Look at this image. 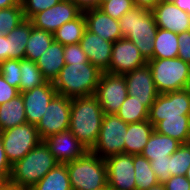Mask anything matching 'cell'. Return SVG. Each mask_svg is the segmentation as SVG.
<instances>
[{"instance_id": "cell-1", "label": "cell", "mask_w": 190, "mask_h": 190, "mask_svg": "<svg viewBox=\"0 0 190 190\" xmlns=\"http://www.w3.org/2000/svg\"><path fill=\"white\" fill-rule=\"evenodd\" d=\"M104 112L95 95L71 99L69 130L91 151L96 144Z\"/></svg>"}, {"instance_id": "cell-2", "label": "cell", "mask_w": 190, "mask_h": 190, "mask_svg": "<svg viewBox=\"0 0 190 190\" xmlns=\"http://www.w3.org/2000/svg\"><path fill=\"white\" fill-rule=\"evenodd\" d=\"M59 162L50 151L49 146L42 140L21 160L12 165L9 180L10 185L29 190L38 183Z\"/></svg>"}, {"instance_id": "cell-3", "label": "cell", "mask_w": 190, "mask_h": 190, "mask_svg": "<svg viewBox=\"0 0 190 190\" xmlns=\"http://www.w3.org/2000/svg\"><path fill=\"white\" fill-rule=\"evenodd\" d=\"M101 74L91 63L65 64L53 86L57 94L70 99L95 95Z\"/></svg>"}, {"instance_id": "cell-4", "label": "cell", "mask_w": 190, "mask_h": 190, "mask_svg": "<svg viewBox=\"0 0 190 190\" xmlns=\"http://www.w3.org/2000/svg\"><path fill=\"white\" fill-rule=\"evenodd\" d=\"M118 21L122 36L138 47L146 61L153 59V43L158 27L152 11L134 6Z\"/></svg>"}, {"instance_id": "cell-5", "label": "cell", "mask_w": 190, "mask_h": 190, "mask_svg": "<svg viewBox=\"0 0 190 190\" xmlns=\"http://www.w3.org/2000/svg\"><path fill=\"white\" fill-rule=\"evenodd\" d=\"M66 167L72 190H97L108 185L105 160L91 151L67 162Z\"/></svg>"}, {"instance_id": "cell-6", "label": "cell", "mask_w": 190, "mask_h": 190, "mask_svg": "<svg viewBox=\"0 0 190 190\" xmlns=\"http://www.w3.org/2000/svg\"><path fill=\"white\" fill-rule=\"evenodd\" d=\"M159 94L186 89L189 63L176 58H153L147 61Z\"/></svg>"}, {"instance_id": "cell-7", "label": "cell", "mask_w": 190, "mask_h": 190, "mask_svg": "<svg viewBox=\"0 0 190 190\" xmlns=\"http://www.w3.org/2000/svg\"><path fill=\"white\" fill-rule=\"evenodd\" d=\"M0 135L4 151L11 165L21 160L42 141L36 125L27 122L8 130H3Z\"/></svg>"}, {"instance_id": "cell-8", "label": "cell", "mask_w": 190, "mask_h": 190, "mask_svg": "<svg viewBox=\"0 0 190 190\" xmlns=\"http://www.w3.org/2000/svg\"><path fill=\"white\" fill-rule=\"evenodd\" d=\"M127 126L117 114H104L98 140L91 152L103 159L124 153Z\"/></svg>"}, {"instance_id": "cell-9", "label": "cell", "mask_w": 190, "mask_h": 190, "mask_svg": "<svg viewBox=\"0 0 190 190\" xmlns=\"http://www.w3.org/2000/svg\"><path fill=\"white\" fill-rule=\"evenodd\" d=\"M190 115V90L183 89L158 94L149 109L148 120L155 127L166 118Z\"/></svg>"}, {"instance_id": "cell-10", "label": "cell", "mask_w": 190, "mask_h": 190, "mask_svg": "<svg viewBox=\"0 0 190 190\" xmlns=\"http://www.w3.org/2000/svg\"><path fill=\"white\" fill-rule=\"evenodd\" d=\"M71 113V99L56 94L50 101L36 128L42 140L52 134L69 130Z\"/></svg>"}, {"instance_id": "cell-11", "label": "cell", "mask_w": 190, "mask_h": 190, "mask_svg": "<svg viewBox=\"0 0 190 190\" xmlns=\"http://www.w3.org/2000/svg\"><path fill=\"white\" fill-rule=\"evenodd\" d=\"M124 75L102 72L97 85V97L104 114H116L128 93Z\"/></svg>"}, {"instance_id": "cell-12", "label": "cell", "mask_w": 190, "mask_h": 190, "mask_svg": "<svg viewBox=\"0 0 190 190\" xmlns=\"http://www.w3.org/2000/svg\"><path fill=\"white\" fill-rule=\"evenodd\" d=\"M82 10L72 0H60L53 7L35 14L30 21L38 29L54 33L64 23L77 18Z\"/></svg>"}, {"instance_id": "cell-13", "label": "cell", "mask_w": 190, "mask_h": 190, "mask_svg": "<svg viewBox=\"0 0 190 190\" xmlns=\"http://www.w3.org/2000/svg\"><path fill=\"white\" fill-rule=\"evenodd\" d=\"M104 160L110 190H136L133 155L115 154Z\"/></svg>"}, {"instance_id": "cell-14", "label": "cell", "mask_w": 190, "mask_h": 190, "mask_svg": "<svg viewBox=\"0 0 190 190\" xmlns=\"http://www.w3.org/2000/svg\"><path fill=\"white\" fill-rule=\"evenodd\" d=\"M147 63L138 47L129 39L113 42L109 73L123 75Z\"/></svg>"}, {"instance_id": "cell-15", "label": "cell", "mask_w": 190, "mask_h": 190, "mask_svg": "<svg viewBox=\"0 0 190 190\" xmlns=\"http://www.w3.org/2000/svg\"><path fill=\"white\" fill-rule=\"evenodd\" d=\"M20 94L23 98L27 123L37 125L57 92L53 83L46 81L30 91L21 92Z\"/></svg>"}, {"instance_id": "cell-16", "label": "cell", "mask_w": 190, "mask_h": 190, "mask_svg": "<svg viewBox=\"0 0 190 190\" xmlns=\"http://www.w3.org/2000/svg\"><path fill=\"white\" fill-rule=\"evenodd\" d=\"M44 141L59 163H67L76 160L88 152V149L70 130L52 134L44 139Z\"/></svg>"}, {"instance_id": "cell-17", "label": "cell", "mask_w": 190, "mask_h": 190, "mask_svg": "<svg viewBox=\"0 0 190 190\" xmlns=\"http://www.w3.org/2000/svg\"><path fill=\"white\" fill-rule=\"evenodd\" d=\"M124 75L127 93L139 101H155L158 96L148 63Z\"/></svg>"}, {"instance_id": "cell-18", "label": "cell", "mask_w": 190, "mask_h": 190, "mask_svg": "<svg viewBox=\"0 0 190 190\" xmlns=\"http://www.w3.org/2000/svg\"><path fill=\"white\" fill-rule=\"evenodd\" d=\"M79 44L92 65L101 72L109 73L113 42L104 40L85 29Z\"/></svg>"}, {"instance_id": "cell-19", "label": "cell", "mask_w": 190, "mask_h": 190, "mask_svg": "<svg viewBox=\"0 0 190 190\" xmlns=\"http://www.w3.org/2000/svg\"><path fill=\"white\" fill-rule=\"evenodd\" d=\"M152 13L158 28L175 34L190 30V15L174 3L160 2Z\"/></svg>"}, {"instance_id": "cell-20", "label": "cell", "mask_w": 190, "mask_h": 190, "mask_svg": "<svg viewBox=\"0 0 190 190\" xmlns=\"http://www.w3.org/2000/svg\"><path fill=\"white\" fill-rule=\"evenodd\" d=\"M86 21V29L104 40L115 42L123 38L119 21L105 14L98 7L82 11Z\"/></svg>"}, {"instance_id": "cell-21", "label": "cell", "mask_w": 190, "mask_h": 190, "mask_svg": "<svg viewBox=\"0 0 190 190\" xmlns=\"http://www.w3.org/2000/svg\"><path fill=\"white\" fill-rule=\"evenodd\" d=\"M63 52L64 46L59 42L53 41L35 62L46 81L53 83L61 69L65 66Z\"/></svg>"}, {"instance_id": "cell-22", "label": "cell", "mask_w": 190, "mask_h": 190, "mask_svg": "<svg viewBox=\"0 0 190 190\" xmlns=\"http://www.w3.org/2000/svg\"><path fill=\"white\" fill-rule=\"evenodd\" d=\"M153 131L154 126L148 119L138 123H128L124 154H141Z\"/></svg>"}, {"instance_id": "cell-23", "label": "cell", "mask_w": 190, "mask_h": 190, "mask_svg": "<svg viewBox=\"0 0 190 190\" xmlns=\"http://www.w3.org/2000/svg\"><path fill=\"white\" fill-rule=\"evenodd\" d=\"M180 145L181 143L176 139L160 134L154 130L149 137L148 143L141 152V155L151 162L154 159H161L166 156H170Z\"/></svg>"}, {"instance_id": "cell-24", "label": "cell", "mask_w": 190, "mask_h": 190, "mask_svg": "<svg viewBox=\"0 0 190 190\" xmlns=\"http://www.w3.org/2000/svg\"><path fill=\"white\" fill-rule=\"evenodd\" d=\"M154 130L176 139L181 144L190 143V115L166 118L160 121L154 127Z\"/></svg>"}, {"instance_id": "cell-25", "label": "cell", "mask_w": 190, "mask_h": 190, "mask_svg": "<svg viewBox=\"0 0 190 190\" xmlns=\"http://www.w3.org/2000/svg\"><path fill=\"white\" fill-rule=\"evenodd\" d=\"M26 114L22 95L0 105V132L26 123Z\"/></svg>"}, {"instance_id": "cell-26", "label": "cell", "mask_w": 190, "mask_h": 190, "mask_svg": "<svg viewBox=\"0 0 190 190\" xmlns=\"http://www.w3.org/2000/svg\"><path fill=\"white\" fill-rule=\"evenodd\" d=\"M32 27V22L26 19L19 26L8 32V59H24Z\"/></svg>"}, {"instance_id": "cell-27", "label": "cell", "mask_w": 190, "mask_h": 190, "mask_svg": "<svg viewBox=\"0 0 190 190\" xmlns=\"http://www.w3.org/2000/svg\"><path fill=\"white\" fill-rule=\"evenodd\" d=\"M154 101H139L128 95L120 106L117 116L126 123H138L148 119L149 109Z\"/></svg>"}, {"instance_id": "cell-28", "label": "cell", "mask_w": 190, "mask_h": 190, "mask_svg": "<svg viewBox=\"0 0 190 190\" xmlns=\"http://www.w3.org/2000/svg\"><path fill=\"white\" fill-rule=\"evenodd\" d=\"M29 190H72L66 163L57 164Z\"/></svg>"}, {"instance_id": "cell-29", "label": "cell", "mask_w": 190, "mask_h": 190, "mask_svg": "<svg viewBox=\"0 0 190 190\" xmlns=\"http://www.w3.org/2000/svg\"><path fill=\"white\" fill-rule=\"evenodd\" d=\"M178 34L158 28L153 43V58L178 57Z\"/></svg>"}, {"instance_id": "cell-30", "label": "cell", "mask_w": 190, "mask_h": 190, "mask_svg": "<svg viewBox=\"0 0 190 190\" xmlns=\"http://www.w3.org/2000/svg\"><path fill=\"white\" fill-rule=\"evenodd\" d=\"M86 29V21L83 12L74 20L64 23L54 33V41L63 46L78 44Z\"/></svg>"}, {"instance_id": "cell-31", "label": "cell", "mask_w": 190, "mask_h": 190, "mask_svg": "<svg viewBox=\"0 0 190 190\" xmlns=\"http://www.w3.org/2000/svg\"><path fill=\"white\" fill-rule=\"evenodd\" d=\"M53 41L54 36L52 33L33 26L27 41L24 59L36 62L37 59L49 48Z\"/></svg>"}, {"instance_id": "cell-32", "label": "cell", "mask_w": 190, "mask_h": 190, "mask_svg": "<svg viewBox=\"0 0 190 190\" xmlns=\"http://www.w3.org/2000/svg\"><path fill=\"white\" fill-rule=\"evenodd\" d=\"M133 165L136 190H148L159 183L147 158L141 154L133 155Z\"/></svg>"}, {"instance_id": "cell-33", "label": "cell", "mask_w": 190, "mask_h": 190, "mask_svg": "<svg viewBox=\"0 0 190 190\" xmlns=\"http://www.w3.org/2000/svg\"><path fill=\"white\" fill-rule=\"evenodd\" d=\"M21 79L19 92H26L46 82L37 64L31 60H20Z\"/></svg>"}, {"instance_id": "cell-34", "label": "cell", "mask_w": 190, "mask_h": 190, "mask_svg": "<svg viewBox=\"0 0 190 190\" xmlns=\"http://www.w3.org/2000/svg\"><path fill=\"white\" fill-rule=\"evenodd\" d=\"M25 20L22 6L0 9V36L7 35Z\"/></svg>"}, {"instance_id": "cell-35", "label": "cell", "mask_w": 190, "mask_h": 190, "mask_svg": "<svg viewBox=\"0 0 190 190\" xmlns=\"http://www.w3.org/2000/svg\"><path fill=\"white\" fill-rule=\"evenodd\" d=\"M190 167V143L181 144L178 149L170 155V174L185 175Z\"/></svg>"}, {"instance_id": "cell-36", "label": "cell", "mask_w": 190, "mask_h": 190, "mask_svg": "<svg viewBox=\"0 0 190 190\" xmlns=\"http://www.w3.org/2000/svg\"><path fill=\"white\" fill-rule=\"evenodd\" d=\"M133 7L134 4L132 0L98 1V8L108 16L117 20Z\"/></svg>"}, {"instance_id": "cell-37", "label": "cell", "mask_w": 190, "mask_h": 190, "mask_svg": "<svg viewBox=\"0 0 190 190\" xmlns=\"http://www.w3.org/2000/svg\"><path fill=\"white\" fill-rule=\"evenodd\" d=\"M0 74L10 86L19 90L21 79L20 59H6L0 62Z\"/></svg>"}, {"instance_id": "cell-38", "label": "cell", "mask_w": 190, "mask_h": 190, "mask_svg": "<svg viewBox=\"0 0 190 190\" xmlns=\"http://www.w3.org/2000/svg\"><path fill=\"white\" fill-rule=\"evenodd\" d=\"M60 0H21L24 17L30 20L38 12L44 11L56 5Z\"/></svg>"}, {"instance_id": "cell-39", "label": "cell", "mask_w": 190, "mask_h": 190, "mask_svg": "<svg viewBox=\"0 0 190 190\" xmlns=\"http://www.w3.org/2000/svg\"><path fill=\"white\" fill-rule=\"evenodd\" d=\"M63 54L65 64L90 63L86 53L82 50L81 45L79 43L65 45Z\"/></svg>"}, {"instance_id": "cell-40", "label": "cell", "mask_w": 190, "mask_h": 190, "mask_svg": "<svg viewBox=\"0 0 190 190\" xmlns=\"http://www.w3.org/2000/svg\"><path fill=\"white\" fill-rule=\"evenodd\" d=\"M159 183H165L170 177V156L161 159H154L150 162Z\"/></svg>"}, {"instance_id": "cell-41", "label": "cell", "mask_w": 190, "mask_h": 190, "mask_svg": "<svg viewBox=\"0 0 190 190\" xmlns=\"http://www.w3.org/2000/svg\"><path fill=\"white\" fill-rule=\"evenodd\" d=\"M178 58L190 63V30L178 34Z\"/></svg>"}, {"instance_id": "cell-42", "label": "cell", "mask_w": 190, "mask_h": 190, "mask_svg": "<svg viewBox=\"0 0 190 190\" xmlns=\"http://www.w3.org/2000/svg\"><path fill=\"white\" fill-rule=\"evenodd\" d=\"M19 94V90L16 87L10 86L0 74V105L5 104Z\"/></svg>"}, {"instance_id": "cell-43", "label": "cell", "mask_w": 190, "mask_h": 190, "mask_svg": "<svg viewBox=\"0 0 190 190\" xmlns=\"http://www.w3.org/2000/svg\"><path fill=\"white\" fill-rule=\"evenodd\" d=\"M163 184L166 190H190V182L185 175L171 176Z\"/></svg>"}, {"instance_id": "cell-44", "label": "cell", "mask_w": 190, "mask_h": 190, "mask_svg": "<svg viewBox=\"0 0 190 190\" xmlns=\"http://www.w3.org/2000/svg\"><path fill=\"white\" fill-rule=\"evenodd\" d=\"M12 165L9 163L4 147L2 144V138L0 135V175L8 181L11 175Z\"/></svg>"}, {"instance_id": "cell-45", "label": "cell", "mask_w": 190, "mask_h": 190, "mask_svg": "<svg viewBox=\"0 0 190 190\" xmlns=\"http://www.w3.org/2000/svg\"><path fill=\"white\" fill-rule=\"evenodd\" d=\"M132 1L134 6L151 11L161 2V0H132Z\"/></svg>"}, {"instance_id": "cell-46", "label": "cell", "mask_w": 190, "mask_h": 190, "mask_svg": "<svg viewBox=\"0 0 190 190\" xmlns=\"http://www.w3.org/2000/svg\"><path fill=\"white\" fill-rule=\"evenodd\" d=\"M8 59V36H0V62Z\"/></svg>"}, {"instance_id": "cell-47", "label": "cell", "mask_w": 190, "mask_h": 190, "mask_svg": "<svg viewBox=\"0 0 190 190\" xmlns=\"http://www.w3.org/2000/svg\"><path fill=\"white\" fill-rule=\"evenodd\" d=\"M76 3V5L82 10L91 9L94 7H98L99 0H72Z\"/></svg>"}, {"instance_id": "cell-48", "label": "cell", "mask_w": 190, "mask_h": 190, "mask_svg": "<svg viewBox=\"0 0 190 190\" xmlns=\"http://www.w3.org/2000/svg\"><path fill=\"white\" fill-rule=\"evenodd\" d=\"M21 6V0H0V9Z\"/></svg>"}, {"instance_id": "cell-49", "label": "cell", "mask_w": 190, "mask_h": 190, "mask_svg": "<svg viewBox=\"0 0 190 190\" xmlns=\"http://www.w3.org/2000/svg\"><path fill=\"white\" fill-rule=\"evenodd\" d=\"M173 3L190 15V0H175Z\"/></svg>"}, {"instance_id": "cell-50", "label": "cell", "mask_w": 190, "mask_h": 190, "mask_svg": "<svg viewBox=\"0 0 190 190\" xmlns=\"http://www.w3.org/2000/svg\"><path fill=\"white\" fill-rule=\"evenodd\" d=\"M0 190H24V189L12 186L8 182H6L2 187H0Z\"/></svg>"}, {"instance_id": "cell-51", "label": "cell", "mask_w": 190, "mask_h": 190, "mask_svg": "<svg viewBox=\"0 0 190 190\" xmlns=\"http://www.w3.org/2000/svg\"><path fill=\"white\" fill-rule=\"evenodd\" d=\"M148 190H166L163 183H158L155 186L150 187Z\"/></svg>"}, {"instance_id": "cell-52", "label": "cell", "mask_w": 190, "mask_h": 190, "mask_svg": "<svg viewBox=\"0 0 190 190\" xmlns=\"http://www.w3.org/2000/svg\"><path fill=\"white\" fill-rule=\"evenodd\" d=\"M186 89L190 90V63H189V76H188V82L186 85Z\"/></svg>"}, {"instance_id": "cell-53", "label": "cell", "mask_w": 190, "mask_h": 190, "mask_svg": "<svg viewBox=\"0 0 190 190\" xmlns=\"http://www.w3.org/2000/svg\"><path fill=\"white\" fill-rule=\"evenodd\" d=\"M7 181L0 175V187H2Z\"/></svg>"}, {"instance_id": "cell-54", "label": "cell", "mask_w": 190, "mask_h": 190, "mask_svg": "<svg viewBox=\"0 0 190 190\" xmlns=\"http://www.w3.org/2000/svg\"><path fill=\"white\" fill-rule=\"evenodd\" d=\"M187 180L190 182V167L188 168V170L186 171V174H185Z\"/></svg>"}, {"instance_id": "cell-55", "label": "cell", "mask_w": 190, "mask_h": 190, "mask_svg": "<svg viewBox=\"0 0 190 190\" xmlns=\"http://www.w3.org/2000/svg\"><path fill=\"white\" fill-rule=\"evenodd\" d=\"M175 0H161V2L173 3Z\"/></svg>"}, {"instance_id": "cell-56", "label": "cell", "mask_w": 190, "mask_h": 190, "mask_svg": "<svg viewBox=\"0 0 190 190\" xmlns=\"http://www.w3.org/2000/svg\"><path fill=\"white\" fill-rule=\"evenodd\" d=\"M97 190H110V189H109V187H108V185H107L106 187L100 188V189H97Z\"/></svg>"}]
</instances>
